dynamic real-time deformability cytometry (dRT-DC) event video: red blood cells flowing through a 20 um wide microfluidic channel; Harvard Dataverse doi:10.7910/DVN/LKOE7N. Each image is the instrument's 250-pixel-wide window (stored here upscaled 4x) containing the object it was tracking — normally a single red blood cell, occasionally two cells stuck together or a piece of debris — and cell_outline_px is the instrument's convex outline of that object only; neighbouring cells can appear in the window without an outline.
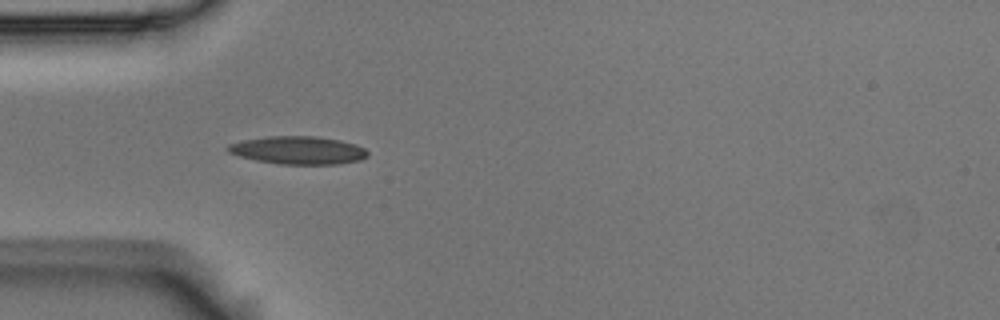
{"species": "Egyptian fruit bat (a non-hibernating species)", "species_latin": "Rousettus aegyptiacus", "temperature_condition": "room temperature", "stored_images_in_passage": 15, "camera_frame_rate_fps": 3000, "um_per_image_px": 0.085, "animal": {"sex": "male"}, "frame": {"image": 1, "passage_image": 9, "time_ms": 2.667, "image_size_px": [1000, 320], "cell_outline_px": [[368, 156], [360, 160], [340, 164], [280, 164], [256, 160], [240, 156], [228, 152], [224, 148], [228, 144], [244, 140], [268, 136], [320, 136], [340, 140], [356, 144], [364, 148], [368, 152]], "centroid_in_image_um": [25.35, 12.76], "position_along_channel_um": 59.6, "area_um2": 22.89}}